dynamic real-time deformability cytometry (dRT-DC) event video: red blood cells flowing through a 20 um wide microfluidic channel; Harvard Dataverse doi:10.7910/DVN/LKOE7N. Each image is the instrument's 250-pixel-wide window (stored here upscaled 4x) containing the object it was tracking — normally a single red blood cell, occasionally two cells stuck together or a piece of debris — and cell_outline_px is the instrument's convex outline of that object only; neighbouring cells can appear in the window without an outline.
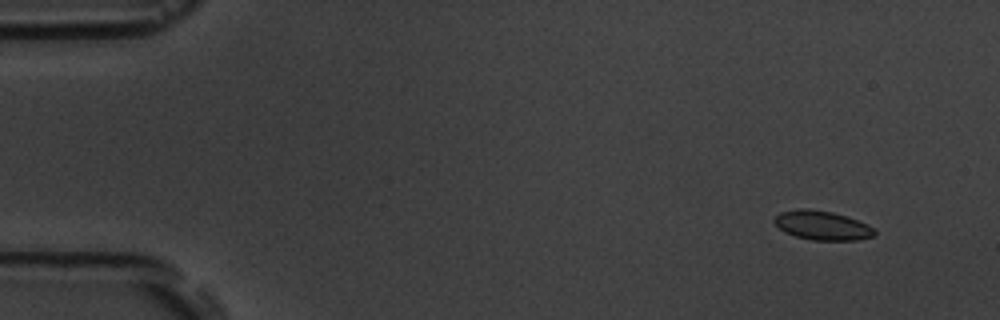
{"species": "common noctule bat (a hibernating species)", "species_latin": "Nyctalus noctula", "temperature_condition": "room temperature", "stored_images_in_passage": 5, "segment_of_instrument_passage": [1, 2], "camera_frame_rate_fps": 3000, "um_per_image_px": 0.085, "animal": {"sex": "male", "body_mass_g": 19.5, "forearm_length_mm": 54.6}, "frame": {"image": 1, "passage_image": 1, "time_ms": 0.0, "image_size_px": [1000, 320], "cell_outline_px": [[876, 236], [856, 240], [812, 240], [796, 236], [784, 232], [772, 220], [780, 212], [800, 208], [808, 208], [832, 212], [848, 216], [868, 224], [876, 228]], "centroid_in_image_um": [69.93, 19.15], "position_along_channel_um": 15.1, "area_um2": 17.22}}
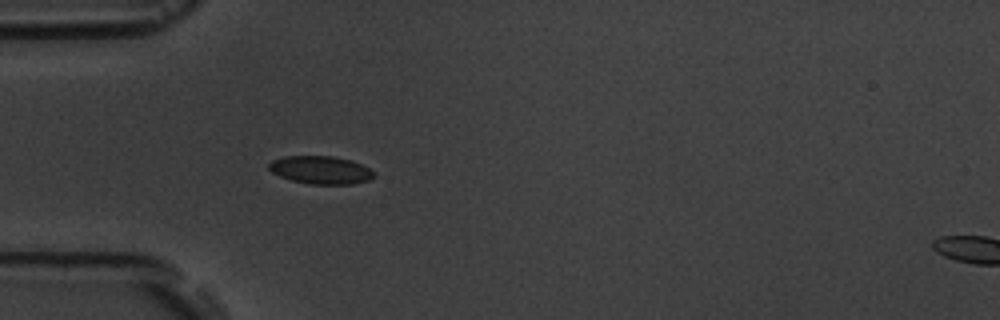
{"frame": {"image": 2, "passage_image": 4, "time_ms": 4.0, "image_size_px": [1000, 320], "cell_outline_px": [[376, 176], [368, 180], [352, 184], [308, 184], [292, 180], [280, 176], [272, 172], [268, 168], [268, 164], [272, 160], [284, 156], [332, 156], [352, 160], [368, 168]], "centroid_in_image_um": [27.24, 14.44], "position_along_channel_um": 57.8, "area_um2": 17.05}}